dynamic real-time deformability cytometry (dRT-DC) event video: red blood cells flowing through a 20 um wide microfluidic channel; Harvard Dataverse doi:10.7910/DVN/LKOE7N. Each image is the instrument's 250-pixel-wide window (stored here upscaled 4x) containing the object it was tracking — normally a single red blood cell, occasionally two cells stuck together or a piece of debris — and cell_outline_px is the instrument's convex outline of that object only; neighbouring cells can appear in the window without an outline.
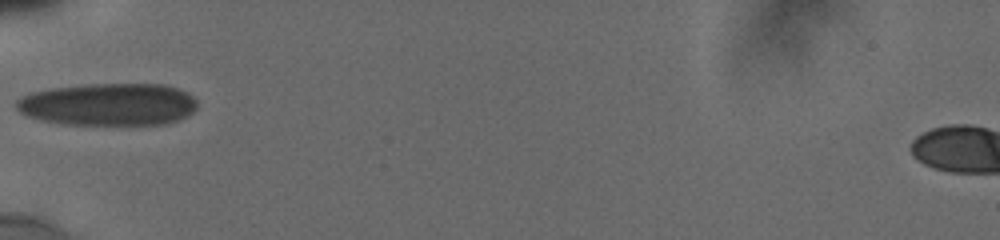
{"species": "human", "species_latin": "Homo sapiens", "temperature_condition": "cold", "stored_images_in_passage": 4, "camera_frame_rate_fps": 3000, "um_per_image_px": 0.085, "donor": {"sex": "male"}, "frame": {"image": 1, "passage_image": 1, "time_ms": 0.0, "image_size_px": [1000, 240], "cell_outline_px": [[196, 108], [188, 116], [164, 124], [64, 124], [44, 120], [28, 116], [20, 112], [16, 108], [16, 100], [32, 92], [52, 88], [88, 84], [164, 84], [176, 88], [192, 96], [196, 100]], "centroid_in_image_um": [9.22, 8.87], "position_along_channel_um": 75.8, "area_um2": 44.39}}
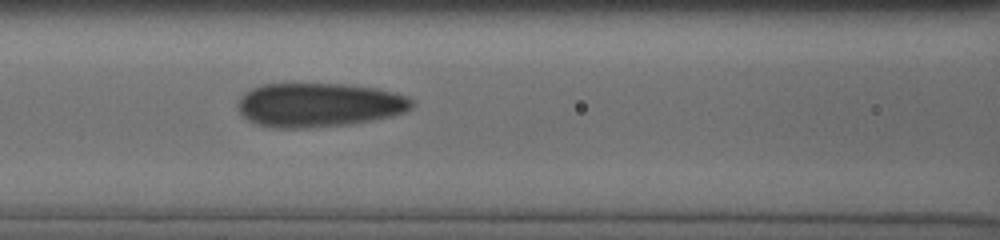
{"frame": {"image": 2, "passage_image": 3, "time_ms": 1.667, "image_size_px": [1000, 240], "cell_outline_px": [[416, 104], [412, 108], [404, 112], [392, 116], [352, 124], [308, 128], [272, 128], [256, 124], [248, 120], [240, 112], [236, 104], [240, 96], [244, 92], [252, 88], [264, 84], [344, 84], [376, 88], [392, 92], [404, 96], [412, 100]], "centroid_in_image_um": [27.08, 8.93], "position_along_channel_um": 139.5, "area_um2": 44.91}}
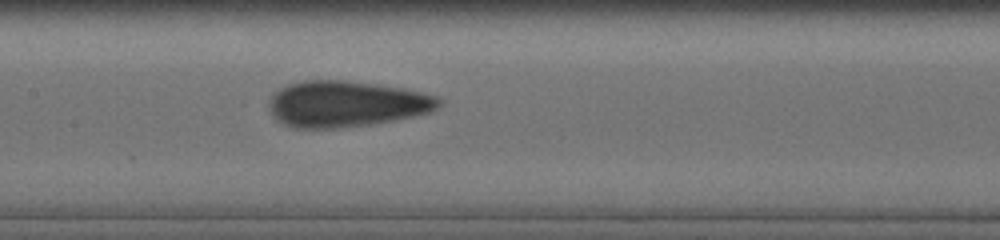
{"frame": {"image": 3, "passage_image": 4, "time_ms": 2.667, "image_size_px": [1000, 240], "cell_outline_px": [[444, 100], [432, 112], [396, 120], [372, 124], [340, 128], [292, 128], [276, 120], [272, 116], [268, 108], [268, 104], [272, 96], [280, 88], [288, 84], [304, 80], [344, 80], [376, 84], [404, 88], [424, 92], [436, 96]], "centroid_in_image_um": [29.44, 8.84], "position_along_channel_um": 178.0, "area_um2": 46.07}}